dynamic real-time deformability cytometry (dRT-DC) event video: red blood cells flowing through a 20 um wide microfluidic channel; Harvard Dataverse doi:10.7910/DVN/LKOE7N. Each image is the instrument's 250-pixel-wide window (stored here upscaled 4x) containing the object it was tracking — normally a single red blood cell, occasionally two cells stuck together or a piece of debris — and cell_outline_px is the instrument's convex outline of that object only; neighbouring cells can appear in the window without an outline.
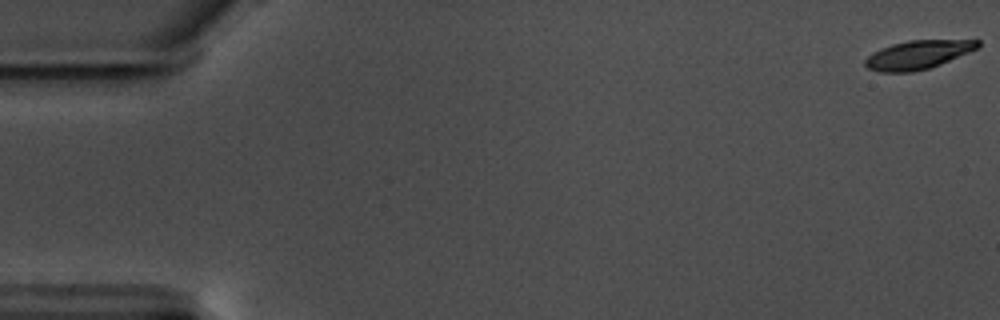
{"species": "common noctule bat (a hibernating species)", "species_latin": "Nyctalus noctula", "temperature_condition": "warm", "stored_images_in_passage": 59, "camera_frame_rate_fps": 3000, "um_per_image_px": 0.085, "animal": {"sex": "male", "body_mass_g": 17.5, "forearm_length_mm": 52.3}, "frame": {"image": 1, "passage_image": 1, "time_ms": 0.0, "image_size_px": [1000, 320], "cell_outline_px": [[980, 48], [940, 64], [928, 68], [912, 72], [880, 72], [868, 68], [864, 64], [864, 60], [872, 52], [880, 48], [892, 44], [908, 40], [980, 40]], "centroid_in_image_um": [78.02, 4.65], "position_along_channel_um": 7.0, "area_um2": 18.84}}
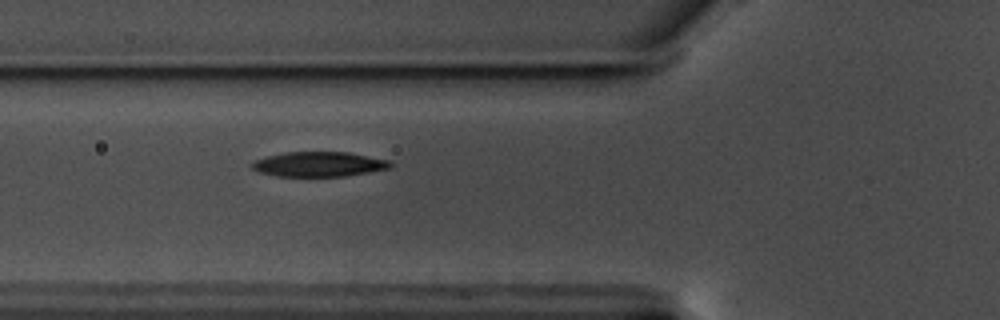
{"frame": {"image": 2, "passage_image": 22, "time_ms": 7.0, "image_size_px": [1000, 320], "cell_outline_px": [[392, 168], [344, 176], [276, 176], [260, 172], [252, 168], [248, 164], [264, 156], [284, 152], [348, 152], [388, 160], [392, 164]], "centroid_in_image_um": [27.07, 13.95], "position_along_channel_um": 98.7, "area_um2": 20.06}}
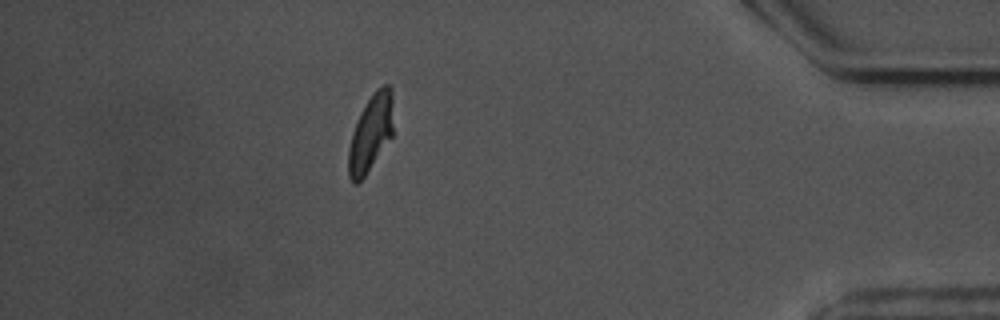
{"frame": {"image": 3, "passage_image": 52, "time_ms": 17.0, "image_size_px": [1000, 320], "cell_outline_px": [[392, 136], [364, 176], [356, 184], [352, 184], [348, 176], [348, 148], [352, 132], [360, 112], [376, 88], [384, 84], [388, 84], [392, 88]], "centroid_in_image_um": [31.49, 11.3], "position_along_channel_um": 403.7, "area_um2": 19.94}, "authors_computed_cell_mechanics": {"area_um2": 20.23, "velocity_mm_per_s": 3.5051, "shape_relaxation_time_tau1_ms": 2.7381, "shape_relaxation_time_tau2_ms": 3.4724, "deformation_change_tau1": 0.1573, "deformation_change_tau2": 0.073}}